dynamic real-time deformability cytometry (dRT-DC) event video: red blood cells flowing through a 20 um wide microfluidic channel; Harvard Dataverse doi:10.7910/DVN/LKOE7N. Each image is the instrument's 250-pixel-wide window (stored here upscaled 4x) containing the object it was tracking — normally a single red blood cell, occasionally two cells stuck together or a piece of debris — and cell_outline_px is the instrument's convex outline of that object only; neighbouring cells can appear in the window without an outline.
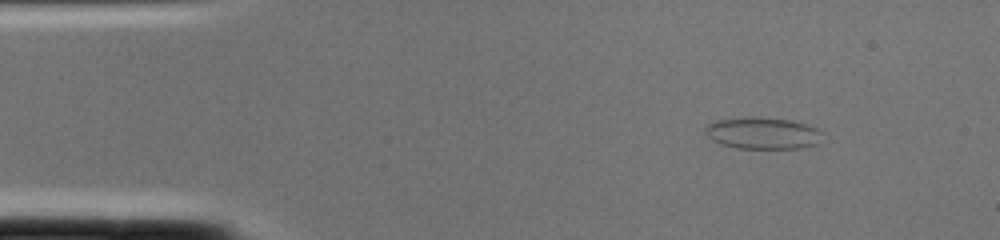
{"species": "common noctule bat (a hibernating species)", "species_latin": "Nyctalus noctula", "temperature_condition": "cold", "stored_images_in_passage": 1, "camera_frame_rate_fps": 3000, "um_per_image_px": 0.085, "animal": {"sex": "female", "body_mass_g": 22.0, "forearm_length_mm": 56.7}, "frame": {"image": 1, "passage_image": 1, "time_ms": 0.0, "image_size_px": [1000, 240], "cell_outline_px": [[824, 132], [816, 144], [800, 148], [736, 148], [720, 144], [712, 140], [704, 132], [704, 128], [708, 124], [716, 120], [744, 116], [756, 116], [792, 120], [808, 124]], "centroid_in_image_um": [64.8, 11.3], "position_along_channel_um": 20.2, "area_um2": 22.02}}